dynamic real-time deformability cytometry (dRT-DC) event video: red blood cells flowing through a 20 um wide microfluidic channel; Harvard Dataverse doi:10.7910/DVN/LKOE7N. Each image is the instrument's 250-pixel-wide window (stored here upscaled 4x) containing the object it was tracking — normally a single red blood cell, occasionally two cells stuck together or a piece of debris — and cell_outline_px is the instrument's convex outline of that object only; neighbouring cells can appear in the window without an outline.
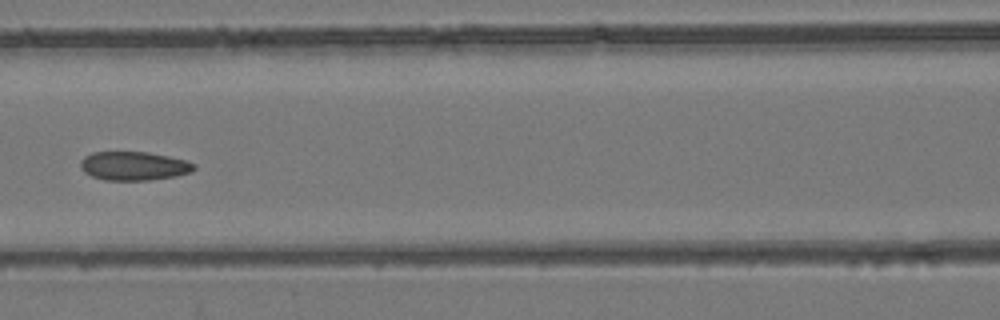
{"species": "common noctule bat (a hibernating species)", "species_latin": "Nyctalus noctula", "temperature_condition": "room temperature", "stored_images_in_passage": 5, "camera_frame_rate_fps": 3000, "um_per_image_px": 0.085, "animal": {"sex": "female", "body_mass_g": 24.6, "forearm_length_mm": 56.2}, "frame": {"image": 1, "passage_image": 5, "time_ms": 1.333, "image_size_px": [1000, 320], "cell_outline_px": [[196, 168], [192, 172], [176, 176], [148, 180], [104, 180], [92, 176], [84, 172], [80, 168], [80, 160], [84, 156], [92, 152], [148, 152], [168, 156], [184, 160], [196, 164]], "centroid_in_image_um": [11.36, 14.1], "position_along_channel_um": 155.2, "area_um2": 19.13}}